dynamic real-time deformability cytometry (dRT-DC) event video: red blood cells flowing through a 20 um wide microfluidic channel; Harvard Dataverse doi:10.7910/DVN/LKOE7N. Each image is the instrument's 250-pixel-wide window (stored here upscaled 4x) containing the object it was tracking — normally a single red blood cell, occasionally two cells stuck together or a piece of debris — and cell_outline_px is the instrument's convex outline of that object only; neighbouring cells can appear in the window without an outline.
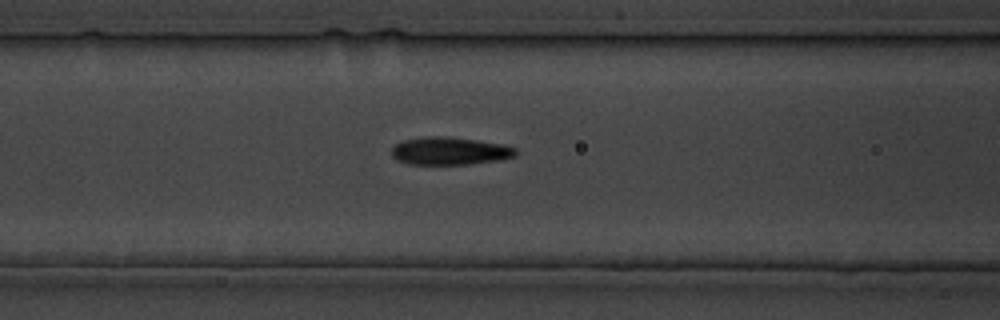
{"species": "common noctule bat (a hibernating species)", "species_latin": "Nyctalus noctula", "temperature_condition": "cold", "stored_images_in_passage": 9, "camera_frame_rate_fps": 3000, "um_per_image_px": 0.085, "animal": {"sex": "male", "body_mass_g": 19.5, "forearm_length_mm": 54.6}, "frame": {"image": 1, "passage_image": 6, "time_ms": 6.0, "image_size_px": [1000, 320], "cell_outline_px": [[516, 156], [500, 160], [468, 164], [408, 164], [396, 160], [392, 156], [392, 148], [396, 144], [404, 140], [428, 136], [440, 136], [476, 140], [504, 144], [516, 148]], "centroid_in_image_um": [38.24, 12.84], "position_along_channel_um": 128.4, "area_um2": 20.0}}